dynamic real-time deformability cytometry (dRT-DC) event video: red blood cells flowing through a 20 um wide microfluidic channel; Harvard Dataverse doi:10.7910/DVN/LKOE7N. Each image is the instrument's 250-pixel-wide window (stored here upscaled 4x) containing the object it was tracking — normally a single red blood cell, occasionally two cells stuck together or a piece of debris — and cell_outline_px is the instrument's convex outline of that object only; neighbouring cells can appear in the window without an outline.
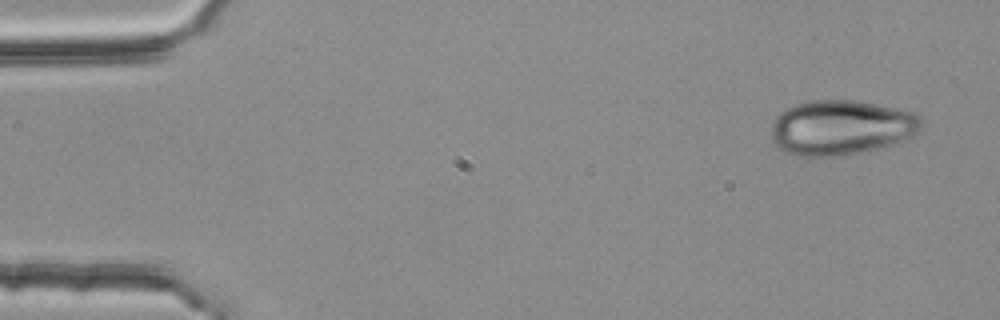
{"species": "common noctule bat (a hibernating species)", "species_latin": "Nyctalus noctula", "temperature_condition": "room temperature", "stored_images_in_passage": 4, "camera_frame_rate_fps": 3000, "um_per_image_px": 0.085, "animal": {"sex": "female", "body_mass_g": 25.1}, "frame": {"image": 1, "passage_image": 1, "time_ms": 0.0, "image_size_px": [1000, 320], "cell_outline_px": [[924, 124], [916, 132], [900, 144], [856, 152], [832, 156], [800, 156], [788, 152], [780, 148], [772, 140], [772, 124], [776, 116], [780, 112], [796, 104], [812, 100], [852, 100], [876, 104], [916, 112], [924, 120]], "centroid_in_image_um": [71.55, 10.83], "position_along_channel_um": 13.5, "area_um2": 47.97}}